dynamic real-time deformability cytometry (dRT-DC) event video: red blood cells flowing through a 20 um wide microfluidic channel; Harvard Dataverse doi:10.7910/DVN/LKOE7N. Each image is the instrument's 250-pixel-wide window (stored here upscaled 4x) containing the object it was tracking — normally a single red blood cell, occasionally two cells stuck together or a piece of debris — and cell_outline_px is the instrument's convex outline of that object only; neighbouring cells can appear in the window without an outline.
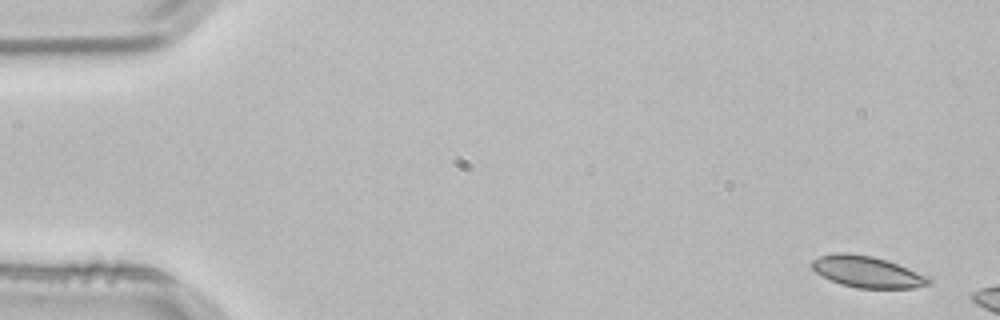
{"species": "common noctule bat (a hibernating species)", "species_latin": "Nyctalus noctula", "temperature_condition": "room temperature", "stored_images_in_passage": 3, "camera_frame_rate_fps": 3000, "um_per_image_px": 0.085, "animal": {"sex": "male", "body_mass_g": 21.5, "forearm_length_mm": 52.0}, "frame": {"image": 1, "passage_image": 1, "time_ms": 0.0, "image_size_px": [1000, 320], "cell_outline_px": [[932, 280], [928, 284], [916, 288], [856, 288], [840, 284], [816, 272], [812, 268], [812, 260], [820, 256], [836, 252], [848, 252], [872, 256], [888, 260], [928, 276]], "centroid_in_image_um": [73.72, 23.1], "position_along_channel_um": 11.3, "area_um2": 21.39}}